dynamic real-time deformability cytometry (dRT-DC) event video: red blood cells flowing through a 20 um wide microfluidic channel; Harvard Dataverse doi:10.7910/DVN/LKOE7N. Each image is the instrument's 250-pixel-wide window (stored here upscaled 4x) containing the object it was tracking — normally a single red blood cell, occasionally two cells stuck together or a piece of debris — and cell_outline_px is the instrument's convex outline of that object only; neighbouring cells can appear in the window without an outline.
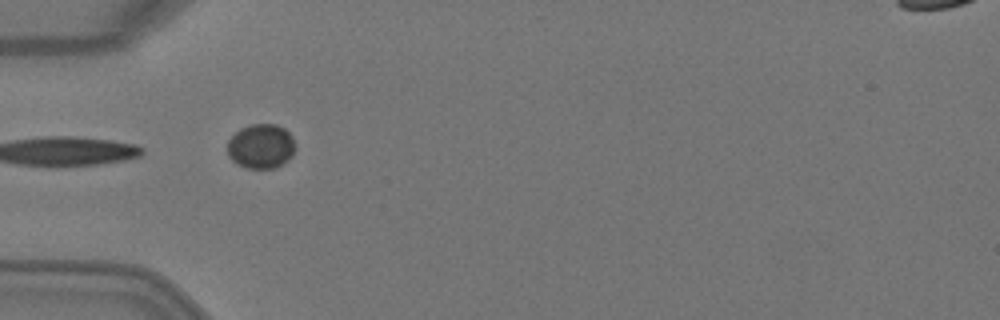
{"species": "Egyptian fruit bat (a non-hibernating species)", "species_latin": "Rousettus aegyptiacus", "temperature_condition": "warm", "stored_images_in_passage": 8, "camera_frame_rate_fps": 3000, "um_per_image_px": 0.085, "animal": {"sex": "female"}, "frame": {"image": 1, "passage_image": 4, "time_ms": 1.0, "image_size_px": [1000, 320], "cell_outline_px": [[296, 148], [292, 156], [288, 160], [276, 168], [244, 168], [236, 164], [228, 156], [228, 140], [240, 128], [252, 124], [276, 124], [284, 128], [292, 136]], "centroid_in_image_um": [22.19, 12.44], "position_along_channel_um": 62.8, "area_um2": 17.8}}
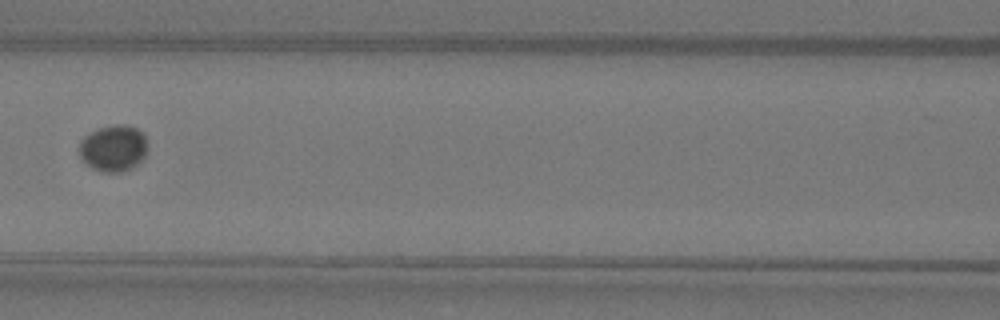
{"frame": {"image": 2, "passage_image": 6, "time_ms": 1.667, "image_size_px": [1000, 320], "cell_outline_px": [[148, 148], [144, 156], [132, 168], [120, 172], [104, 172], [92, 168], [80, 156], [80, 140], [84, 136], [100, 128], [116, 124], [124, 124], [136, 128], [144, 136], [148, 144]], "centroid_in_image_um": [9.65, 12.59], "position_along_channel_um": 156.9, "area_um2": 18.26}}